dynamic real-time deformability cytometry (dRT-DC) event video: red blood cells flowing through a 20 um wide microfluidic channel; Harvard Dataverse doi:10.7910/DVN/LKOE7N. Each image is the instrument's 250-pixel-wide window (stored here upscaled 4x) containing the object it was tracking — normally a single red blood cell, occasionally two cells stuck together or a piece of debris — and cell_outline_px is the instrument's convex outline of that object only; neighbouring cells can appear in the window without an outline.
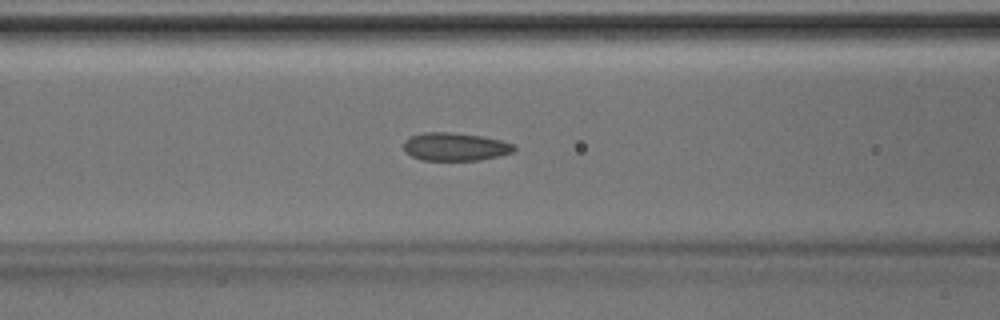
{"species": "Egyptian fruit bat (a non-hibernating species)", "species_latin": "Rousettus aegyptiacus", "temperature_condition": "room temperature", "stored_images_in_passage": 46, "camera_frame_rate_fps": 3000, "um_per_image_px": 0.085, "animal": {"sex": "male"}, "frame": {"image": 1, "passage_image": 18, "time_ms": 5.667, "image_size_px": [1000, 320], "cell_outline_px": [[516, 148], [512, 152], [480, 160], [420, 160], [404, 152], [404, 140], [420, 132], [448, 132], [480, 136], [500, 140], [516, 144]], "centroid_in_image_um": [38.66, 12.47], "position_along_channel_um": 127.9, "area_um2": 18.03}}
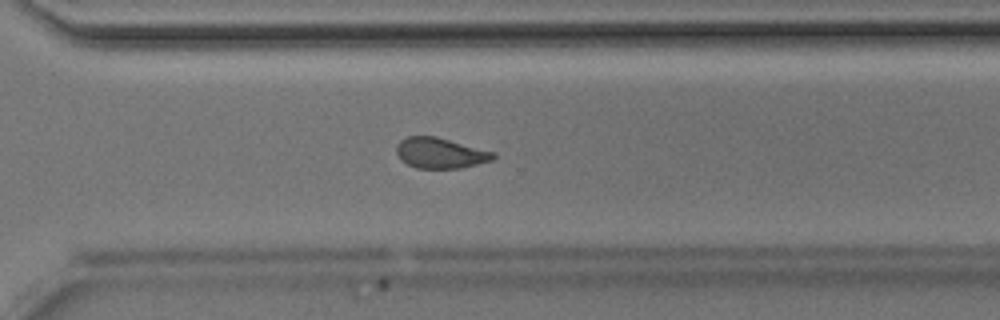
{"frame": {"image": 2, "passage_image": 32, "time_ms": 10.333, "image_size_px": [1000, 320], "cell_outline_px": [[496, 156], [492, 160], [460, 168], [416, 168], [400, 160], [396, 152], [396, 148], [400, 140], [408, 136], [436, 136], [496, 152]], "centroid_in_image_um": [37.42, 13.0], "position_along_channel_um": 333.2, "area_um2": 17.28}}
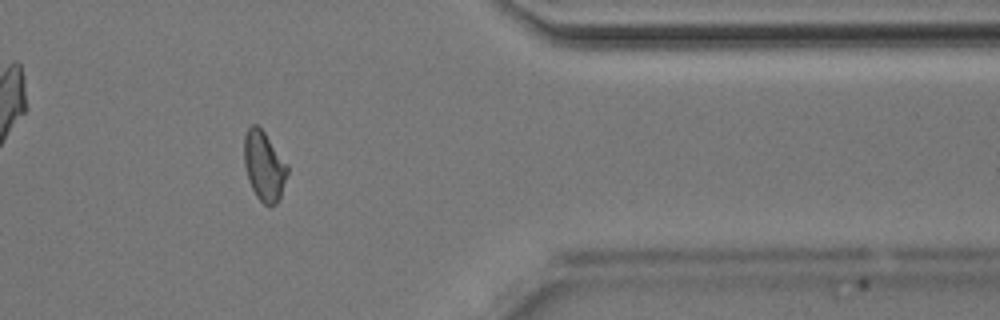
{"frame": {"image": 3, "passage_image": 37, "time_ms": 12.0, "image_size_px": [1000, 320], "cell_outline_px": [[288, 172], [280, 200], [276, 204], [268, 208], [256, 196], [248, 180], [244, 164], [244, 136], [248, 128], [252, 124], [256, 124], [264, 132], [288, 164]], "centroid_in_image_um": [22.46, 14.15], "position_along_channel_um": 388.9, "area_um2": 17.74}}